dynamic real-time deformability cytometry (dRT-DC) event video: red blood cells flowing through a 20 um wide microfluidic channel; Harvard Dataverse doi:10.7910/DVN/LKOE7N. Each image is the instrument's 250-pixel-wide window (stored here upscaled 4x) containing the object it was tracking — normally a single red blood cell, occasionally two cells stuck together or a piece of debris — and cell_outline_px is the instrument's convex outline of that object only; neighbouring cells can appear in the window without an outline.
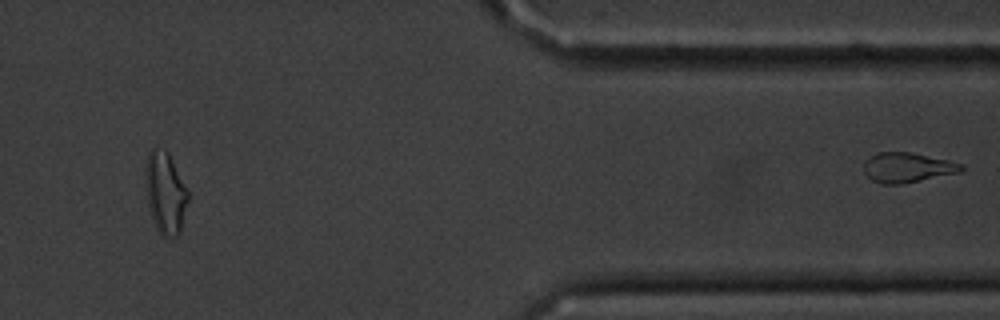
{"species": "common noctule bat (a hibernating species)", "species_latin": "Nyctalus noctula", "temperature_condition": "cold", "stored_images_in_passage": 12, "segment_of_instrument_passage": [2, 2], "camera_frame_rate_fps": 3000, "um_per_image_px": 0.085, "animal": {"sex": "male", "body_mass_g": 20.1, "forearm_length_mm": 53.5}, "frame": {"image": 1, "passage_image": 12, "time_ms": 13.667, "image_size_px": [1000, 320], "cell_outline_px": [[964, 168], [960, 172], [900, 184], [880, 184], [872, 180], [864, 172], [864, 160], [868, 156], [880, 152], [912, 152], [948, 160], [964, 164]], "centroid_in_image_um": [77.1, 14.23], "position_along_channel_um": 334.3, "area_um2": 16.99}}